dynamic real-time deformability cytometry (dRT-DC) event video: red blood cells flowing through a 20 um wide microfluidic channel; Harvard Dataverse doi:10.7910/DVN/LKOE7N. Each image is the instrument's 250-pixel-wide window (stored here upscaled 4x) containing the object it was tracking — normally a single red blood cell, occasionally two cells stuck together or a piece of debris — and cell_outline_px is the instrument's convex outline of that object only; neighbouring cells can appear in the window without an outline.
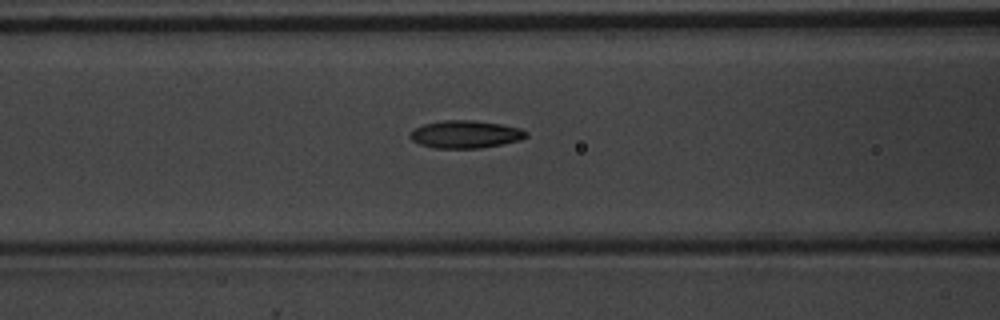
{"species": "common noctule bat (a hibernating species)", "species_latin": "Nyctalus noctula", "temperature_condition": "warm", "stored_images_in_passage": 46, "camera_frame_rate_fps": 3000, "um_per_image_px": 0.085, "animal": {"sex": "male", "body_mass_g": 20.1, "forearm_length_mm": 53.5}, "frame": {"image": 1, "passage_image": 16, "time_ms": 5.0, "image_size_px": [1000, 320], "cell_outline_px": [[528, 136], [520, 140], [480, 148], [432, 148], [420, 144], [412, 140], [408, 136], [416, 128], [424, 124], [444, 120], [476, 120], [500, 124], [520, 128], [528, 132]], "centroid_in_image_um": [39.57, 11.41], "position_along_channel_um": 127.0, "area_um2": 18.61}}
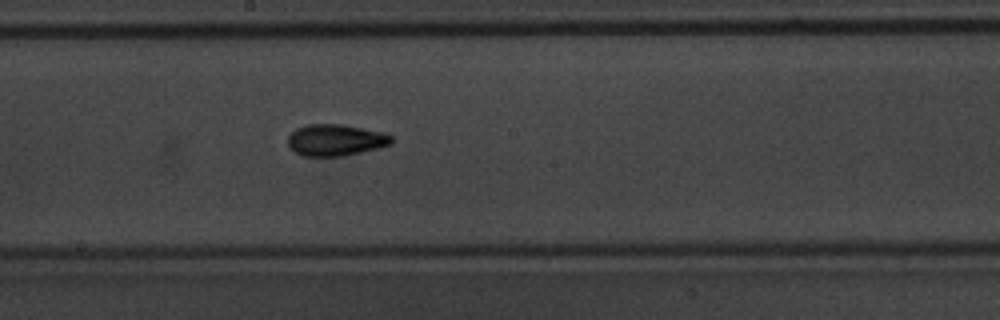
{"frame": {"image": 2, "passage_image": 23, "time_ms": 7.333, "image_size_px": [1000, 320], "cell_outline_px": [[392, 144], [360, 152], [340, 156], [300, 156], [288, 148], [288, 136], [296, 128], [308, 124], [344, 124], [384, 132], [392, 136]], "centroid_in_image_um": [28.49, 11.9], "position_along_channel_um": 219.7, "area_um2": 19.19}}
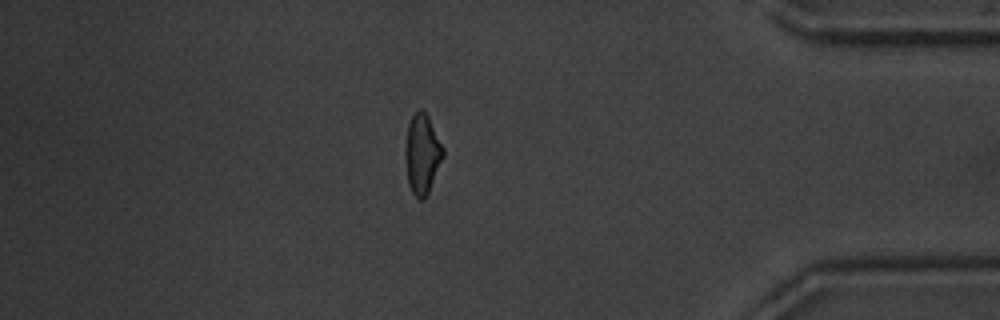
{"frame": {"image": 3, "passage_image": 39, "time_ms": 12.667, "image_size_px": [1000, 320], "cell_outline_px": [[444, 156], [428, 192], [424, 200], [420, 200], [412, 192], [408, 184], [404, 160], [404, 152], [408, 124], [412, 116], [420, 108], [428, 116], [444, 148]], "centroid_in_image_um": [35.87, 13.1], "position_along_channel_um": 399.3, "area_um2": 17.63}, "authors_computed_cell_mechanics": {"area_um2": 17.7446, "velocity_mm_per_s": 3.9645, "shape_relaxation_time_tau1_ms": 4.1814, "shape_relaxation_time_tau2_ms": 1.8906, "deformation_change_tau1": 0.1595, "deformation_change_tau2": 0.087}}